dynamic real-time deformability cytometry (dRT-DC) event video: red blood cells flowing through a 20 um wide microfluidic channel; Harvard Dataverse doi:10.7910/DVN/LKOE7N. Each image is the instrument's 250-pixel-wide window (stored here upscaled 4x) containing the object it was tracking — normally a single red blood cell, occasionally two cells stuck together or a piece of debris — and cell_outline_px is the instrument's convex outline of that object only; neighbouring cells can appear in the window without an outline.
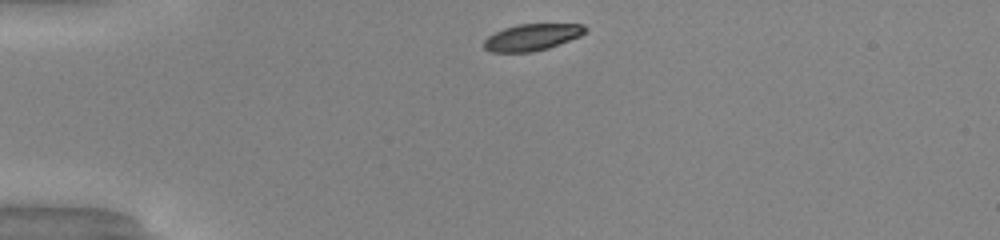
{"species": "common noctule bat (a hibernating species)", "species_latin": "Nyctalus noctula", "temperature_condition": "warm", "stored_images_in_passage": 32, "camera_frame_rate_fps": 3000, "um_per_image_px": 0.085, "animal": {"sex": "male", "body_mass_g": 20.0, "forearm_length_mm": 53.3}, "frame": {"image": 1, "passage_image": 1, "time_ms": 0.0, "image_size_px": [1000, 240], "cell_outline_px": [[588, 32], [580, 36], [548, 48], [532, 52], [492, 52], [484, 48], [484, 40], [488, 36], [504, 28], [520, 24], [584, 24], [588, 28]], "centroid_in_image_um": [45.26, 3.16], "position_along_channel_um": 39.7, "area_um2": 15.72}}
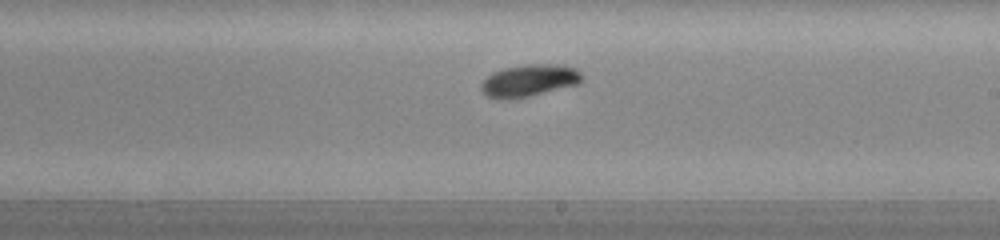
{"frame": {"image": 2, "passage_image": 19, "time_ms": 6.0, "image_size_px": [1000, 240], "cell_outline_px": [[584, 80], [576, 84], [528, 96], [504, 100], [500, 100], [488, 96], [480, 88], [480, 84], [492, 72], [504, 68], [528, 64], [548, 64], [576, 68], [580, 72]], "centroid_in_image_um": [44.94, 6.84], "position_along_channel_um": 244.1, "area_um2": 18.55}}
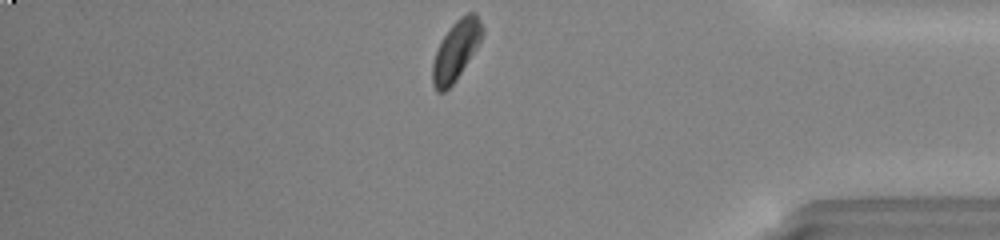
{"frame": {"image": 3, "passage_image": 32, "time_ms": 10.333, "image_size_px": [1000, 240], "cell_outline_px": [[484, 32], [476, 48], [456, 80], [444, 92], [436, 92], [432, 84], [432, 64], [440, 40], [452, 24], [460, 16], [468, 12], [476, 12], [484, 28]], "centroid_in_image_um": [38.75, 4.27], "position_along_channel_um": 396.5, "area_um2": 17.28}, "authors_computed_cell_mechanics": {"area_um2": 17.4556, "velocity_mm_per_s": 4.0965, "shape_relaxation_time_tau1_ms": 3.2, "shape_relaxation_time_tau2_ms": null, "deformation_change_tau1": 0.1411, "deformation_change_tau2": null}}